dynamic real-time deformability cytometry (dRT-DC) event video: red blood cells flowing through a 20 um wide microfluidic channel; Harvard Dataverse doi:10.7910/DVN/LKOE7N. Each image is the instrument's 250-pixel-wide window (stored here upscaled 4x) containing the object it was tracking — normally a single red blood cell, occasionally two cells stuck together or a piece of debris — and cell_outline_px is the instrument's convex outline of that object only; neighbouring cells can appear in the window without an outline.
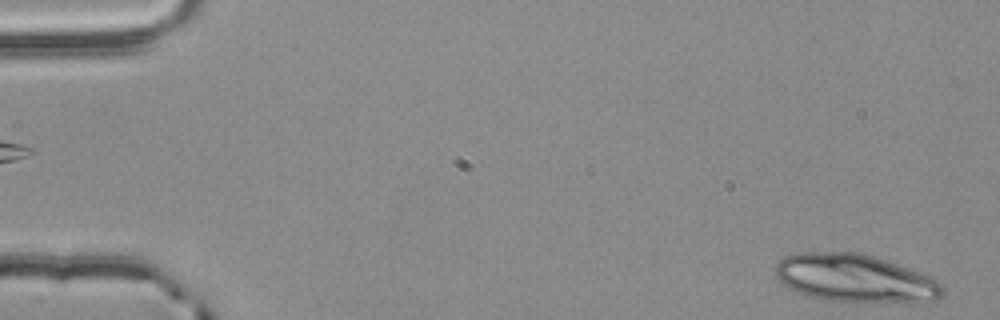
{"species": "common noctule bat (a hibernating species)", "species_latin": "Nyctalus noctula", "temperature_condition": "room temperature", "stored_images_in_passage": 4, "segment_of_instrument_passage": [2, 2], "camera_frame_rate_fps": 3000, "um_per_image_px": 0.085, "animal": {"sex": "male", "body_mass_g": 20.4}, "frame": {"image": 1, "passage_image": 4, "time_ms": 1.0, "image_size_px": [1000, 320], "cell_outline_px": [[944, 296], [936, 300], [876, 304], [872, 304], [824, 300], [808, 296], [796, 292], [788, 288], [776, 276], [772, 268], [784, 256], [796, 252], [860, 252], [908, 268], [928, 276], [944, 284]], "centroid_in_image_um": [72.66, 23.68], "position_along_channel_um": 12.3, "area_um2": 47.57}}